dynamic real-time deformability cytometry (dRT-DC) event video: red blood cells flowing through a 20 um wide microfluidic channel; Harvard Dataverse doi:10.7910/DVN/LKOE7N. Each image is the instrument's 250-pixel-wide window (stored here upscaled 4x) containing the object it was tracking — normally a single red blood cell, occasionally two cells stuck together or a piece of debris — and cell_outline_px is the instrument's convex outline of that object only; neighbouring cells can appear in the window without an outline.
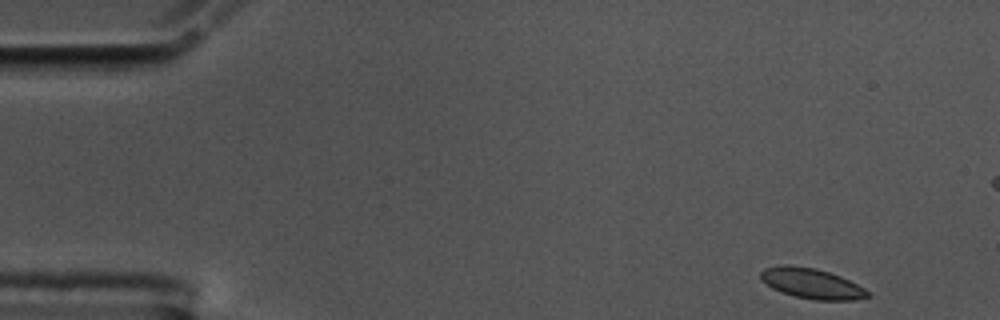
{"species": "common noctule bat (a hibernating species)", "species_latin": "Nyctalus noctula", "temperature_condition": "cold", "stored_images_in_passage": 54, "camera_frame_rate_fps": 3000, "um_per_image_px": 0.085, "animal": {"sex": "male", "body_mass_g": 17.5, "forearm_length_mm": 52.3}, "frame": {"image": 1, "passage_image": 1, "time_ms": 0.0, "image_size_px": [1000, 320], "cell_outline_px": [[872, 296], [852, 300], [816, 300], [796, 296], [772, 288], [760, 276], [760, 272], [764, 268], [780, 264], [788, 264], [816, 268], [840, 276], [872, 292]], "centroid_in_image_um": [69.02, 24.08], "position_along_channel_um": 16.0, "area_um2": 18.79}}
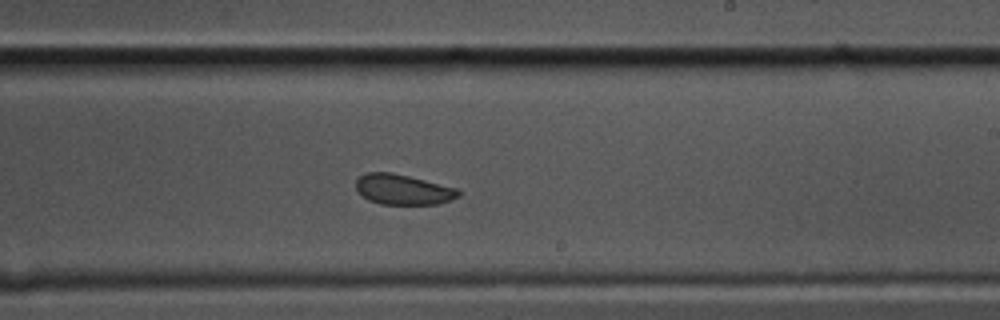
{"frame": {"image": 2, "passage_image": 30, "time_ms": 9.667, "image_size_px": [1000, 320], "cell_outline_px": [[460, 196], [452, 200], [436, 204], [380, 204], [368, 200], [356, 188], [356, 180], [360, 176], [368, 172], [392, 172], [456, 188], [460, 192]], "centroid_in_image_um": [34.26, 16.11], "position_along_channel_um": 254.7, "area_um2": 17.92}}
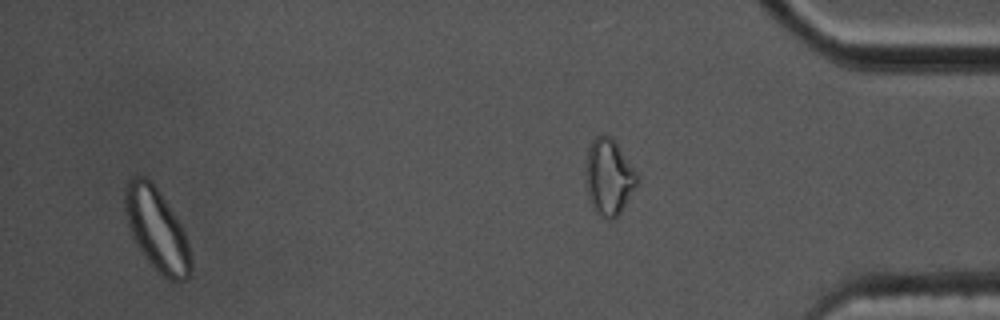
{"frame": {"image": 3, "passage_image": 51, "time_ms": 16.667, "image_size_px": [1000, 320], "cell_outline_px": [[192, 276], [188, 280], [172, 280], [164, 276], [144, 256], [136, 244], [132, 236], [128, 224], [124, 208], [124, 188], [128, 180], [132, 176], [144, 176], [152, 180], [180, 224], [184, 232], [188, 244], [192, 260]], "centroid_in_image_um": [13.32, 19.49], "position_along_channel_um": 421.9, "area_um2": 31.56}, "authors_computed_cell_mechanics": {"area_um2": 19.074, "velocity_mm_per_s": 3.5331, "shape_relaxation_time_tau1_ms": 6.0294, "shape_relaxation_time_tau2_ms": 1.9299, "deformation_change_tau1": 0.0815, "deformation_change_tau2": 0.0453}}